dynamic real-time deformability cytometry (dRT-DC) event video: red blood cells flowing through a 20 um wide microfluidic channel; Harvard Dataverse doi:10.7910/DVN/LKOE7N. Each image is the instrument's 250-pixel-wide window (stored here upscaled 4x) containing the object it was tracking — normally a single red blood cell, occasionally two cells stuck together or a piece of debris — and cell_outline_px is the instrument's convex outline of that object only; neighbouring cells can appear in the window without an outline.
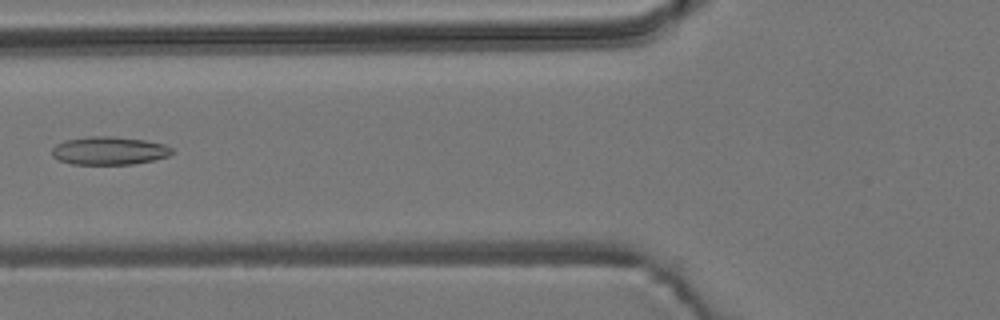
{"species": "common noctule bat (a hibernating species)", "species_latin": "Nyctalus noctula", "temperature_condition": "room temperature", "stored_images_in_passage": 7, "camera_frame_rate_fps": 3000, "um_per_image_px": 0.085, "animal": {"sex": "male", "body_mass_g": 19.2, "forearm_length_mm": 51.8}, "frame": {"image": 1, "passage_image": 6, "time_ms": 5.667, "image_size_px": [1000, 320], "cell_outline_px": [[172, 152], [168, 156], [152, 160], [132, 164], [72, 164], [60, 160], [52, 156], [52, 148], [56, 144], [64, 140], [88, 136], [108, 136], [144, 140], [164, 144], [172, 148]], "centroid_in_image_um": [9.24, 12.8], "position_along_channel_um": 116.6, "area_um2": 19.54}}
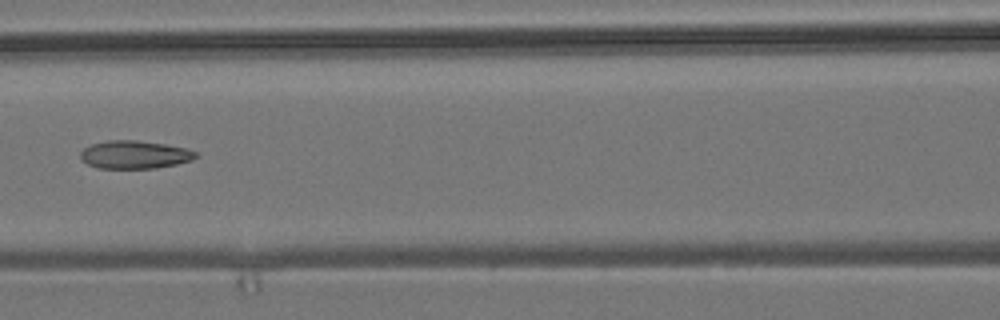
{"frame": {"image": 2, "passage_image": 7, "time_ms": 6.667, "image_size_px": [1000, 320], "cell_outline_px": [[196, 156], [192, 160], [176, 164], [156, 168], [96, 168], [80, 160], [80, 152], [84, 148], [92, 144], [108, 140], [136, 140], [164, 144], [188, 148], [196, 152]], "centroid_in_image_um": [11.42, 13.14], "position_along_channel_um": 155.2, "area_um2": 18.84}}